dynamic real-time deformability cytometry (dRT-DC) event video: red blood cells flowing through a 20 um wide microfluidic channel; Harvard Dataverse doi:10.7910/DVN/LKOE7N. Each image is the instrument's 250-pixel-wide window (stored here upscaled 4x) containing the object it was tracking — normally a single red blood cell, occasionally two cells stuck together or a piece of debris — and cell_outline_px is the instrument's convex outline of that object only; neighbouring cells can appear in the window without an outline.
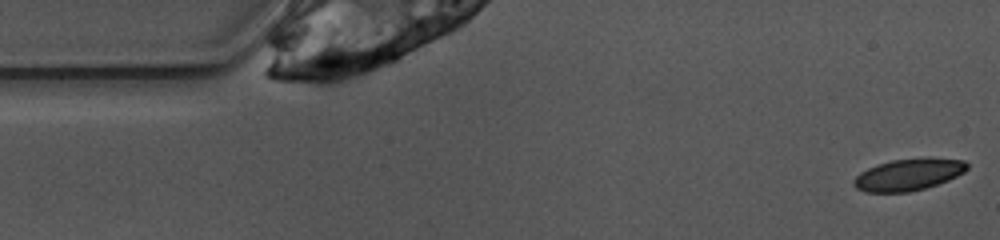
{"species": "common noctule bat (a hibernating species)", "species_latin": "Nyctalus noctula", "temperature_condition": "warm", "stored_images_in_passage": 11, "camera_frame_rate_fps": 3000, "um_per_image_px": 0.085, "animal": {"sex": "female", "body_mass_g": 10.0, "forearm_length_mm": 53.1}, "frame": {"image": 1, "passage_image": 1, "time_ms": 0.0, "image_size_px": [1000, 240], "cell_outline_px": [[968, 168], [964, 172], [948, 180], [924, 188], [908, 192], [864, 192], [856, 188], [852, 184], [852, 180], [860, 172], [868, 168], [892, 160], [932, 156], [964, 160], [968, 164]], "centroid_in_image_um": [77.23, 14.82], "position_along_channel_um": 7.8, "area_um2": 21.21}}